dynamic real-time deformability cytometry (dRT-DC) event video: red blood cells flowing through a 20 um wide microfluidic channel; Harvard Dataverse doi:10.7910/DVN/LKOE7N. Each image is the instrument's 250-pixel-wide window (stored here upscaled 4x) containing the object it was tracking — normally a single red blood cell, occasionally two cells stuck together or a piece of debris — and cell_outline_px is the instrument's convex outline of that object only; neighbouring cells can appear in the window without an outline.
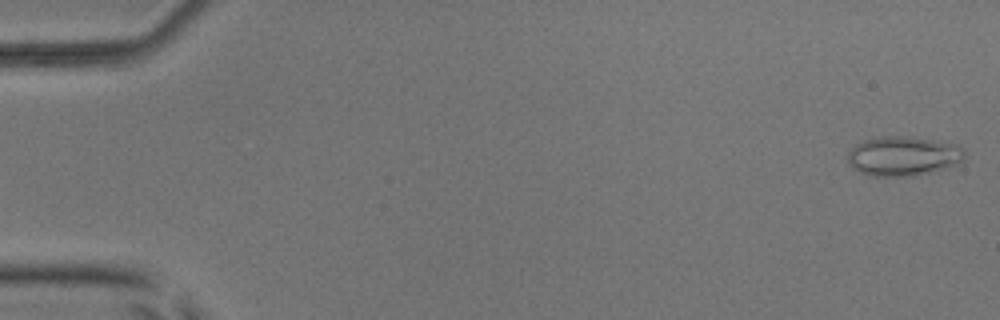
{"species": "common noctule bat (a hibernating species)", "species_latin": "Nyctalus noctula", "temperature_condition": "room temperature", "stored_images_in_passage": 52, "camera_frame_rate_fps": 3000, "um_per_image_px": 0.085, "animal": {"sex": "male", "body_mass_g": 17.9, "forearm_length_mm": 54.2}, "frame": {"image": 1, "passage_image": 1, "time_ms": 0.0, "image_size_px": [1000, 320], "cell_outline_px": [[964, 156], [956, 164], [932, 172], [916, 176], [872, 176], [860, 172], [852, 168], [848, 164], [848, 152], [856, 144], [864, 140], [884, 136], [908, 136], [956, 144], [964, 148]], "centroid_in_image_um": [76.74, 13.27], "position_along_channel_um": 8.3, "area_um2": 26.88}}
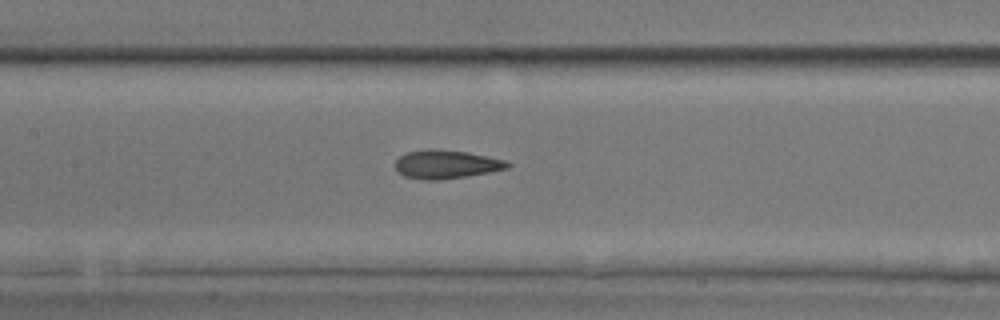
{"frame": {"image": 2, "passage_image": 25, "time_ms": 8.0, "image_size_px": [1000, 320], "cell_outline_px": [[512, 164], [508, 168], [488, 172], [440, 180], [424, 180], [404, 176], [396, 172], [396, 160], [400, 156], [408, 152], [428, 148], [440, 148], [468, 152], [504, 160]], "centroid_in_image_um": [37.89, 13.95], "position_along_channel_um": 169.5, "area_um2": 18.73}}
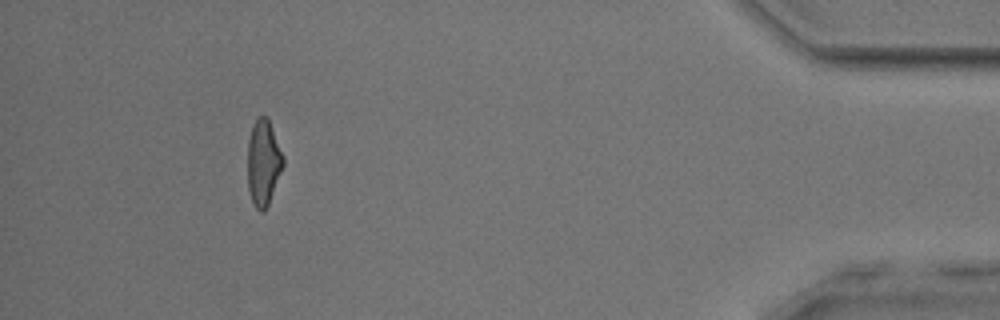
{"frame": {"image": 3, "passage_image": 48, "time_ms": 15.667, "image_size_px": [1000, 320], "cell_outline_px": [[284, 164], [268, 204], [264, 212], [260, 212], [252, 204], [248, 188], [248, 140], [252, 124], [260, 116], [268, 116], [284, 156]], "centroid_in_image_um": [22.38, 13.81], "position_along_channel_um": 412.8, "area_um2": 17.92}, "authors_computed_cell_mechanics": {"area_um2": 18.7561, "velocity_mm_per_s": 3.9525, "shape_relaxation_time_tau1_ms": 3.5093, "shape_relaxation_time_tau2_ms": 1.9872, "deformation_change_tau1": 0.1488, "deformation_change_tau2": 0.1215}}